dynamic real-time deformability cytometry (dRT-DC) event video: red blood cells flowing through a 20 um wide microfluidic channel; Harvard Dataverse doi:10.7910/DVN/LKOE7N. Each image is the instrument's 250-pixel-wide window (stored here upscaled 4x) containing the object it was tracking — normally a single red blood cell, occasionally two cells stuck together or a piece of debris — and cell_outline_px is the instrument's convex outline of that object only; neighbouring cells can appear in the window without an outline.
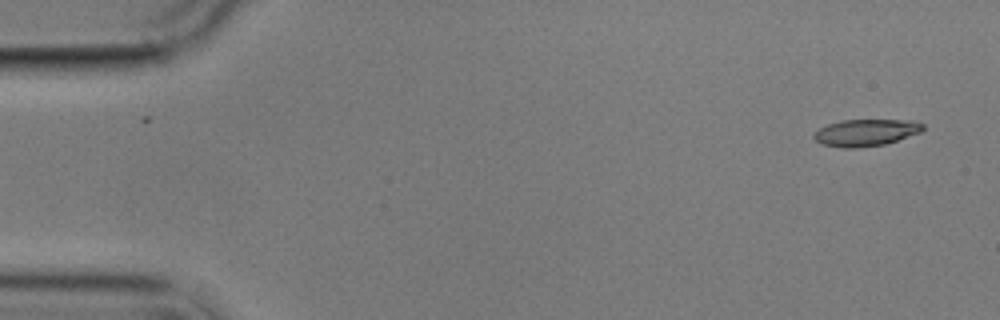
{"species": "common noctule bat (a hibernating species)", "species_latin": "Nyctalus noctula", "temperature_condition": "cold", "stored_images_in_passage": 2, "camera_frame_rate_fps": 3000, "um_per_image_px": 0.085, "animal": {"sex": "male", "body_mass_g": 17.9}, "frame": {"image": 1, "passage_image": 2, "time_ms": 1.333, "image_size_px": [1000, 320], "cell_outline_px": [[924, 128], [920, 132], [884, 144], [856, 148], [840, 148], [820, 144], [812, 136], [820, 128], [828, 124], [840, 120], [916, 120], [924, 124]], "centroid_in_image_um": [73.58, 11.27], "position_along_channel_um": 11.4, "area_um2": 17.05}}